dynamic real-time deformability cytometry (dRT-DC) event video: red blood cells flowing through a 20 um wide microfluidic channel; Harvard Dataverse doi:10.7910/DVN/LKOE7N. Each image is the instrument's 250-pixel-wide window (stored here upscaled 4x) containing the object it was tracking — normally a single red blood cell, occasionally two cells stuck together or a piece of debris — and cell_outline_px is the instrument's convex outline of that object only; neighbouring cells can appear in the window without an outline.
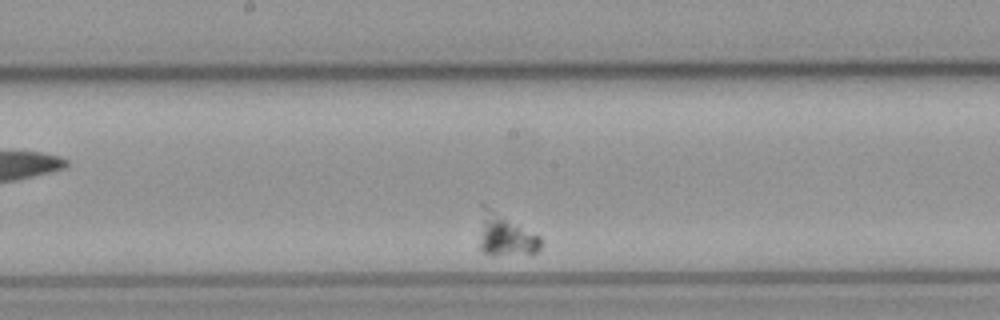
{"species": "common noctule bat (a hibernating species)", "species_latin": "Nyctalus noctula", "temperature_condition": "cold", "stored_images_in_passage": 31, "camera_frame_rate_fps": 3000, "um_per_image_px": 0.085, "animal": {"sex": "male", "body_mass_g": 23.1, "forearm_length_mm": 52.7}, "frame": {"image": 1, "passage_image": 14, "time_ms": 4.333, "image_size_px": [1000, 320], "cell_outline_px": [[540, 248], [536, 252], [492, 256], [484, 252], [480, 248], [480, 204], [484, 204], [540, 236]], "centroid_in_image_um": [42.91, 19.96], "position_along_channel_um": 205.3, "area_um2": 14.97}}
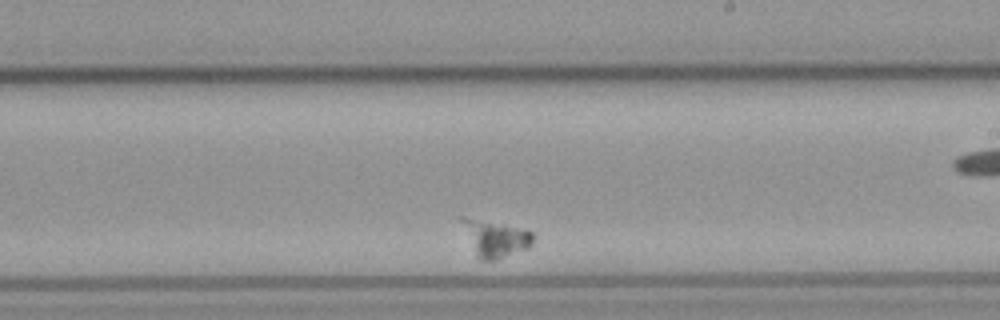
{"frame": {"image": 2, "passage_image": 18, "time_ms": 5.667, "image_size_px": [1000, 320], "cell_outline_px": [[532, 244], [528, 248], [496, 260], [480, 260], [476, 256], [460, 220], [460, 216], [464, 216], [504, 224], [532, 232]], "centroid_in_image_um": [42.07, 20.27], "position_along_channel_um": 246.9, "area_um2": 14.91}}